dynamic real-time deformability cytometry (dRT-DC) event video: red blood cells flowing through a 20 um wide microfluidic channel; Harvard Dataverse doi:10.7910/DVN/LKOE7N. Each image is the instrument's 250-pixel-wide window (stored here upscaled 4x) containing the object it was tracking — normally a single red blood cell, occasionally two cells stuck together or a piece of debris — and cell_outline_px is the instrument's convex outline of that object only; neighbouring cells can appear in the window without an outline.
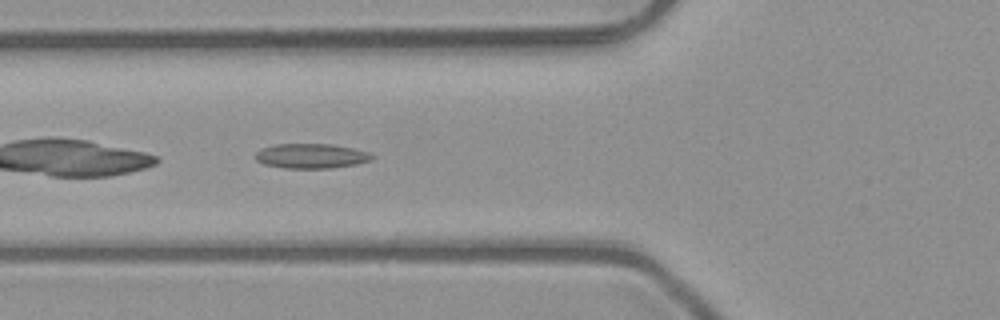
{"species": "common noctule bat (a hibernating species)", "species_latin": "Nyctalus noctula", "temperature_condition": "room temperature", "stored_images_in_passage": 5, "camera_frame_rate_fps": 3000, "um_per_image_px": 0.085, "animal": {"sex": "male", "body_mass_g": 23.1, "forearm_length_mm": 52.7}, "frame": {"image": 1, "passage_image": 5, "time_ms": 1.333, "image_size_px": [1000, 320], "cell_outline_px": [[376, 156], [372, 160], [356, 164], [332, 168], [284, 168], [264, 164], [256, 160], [256, 152], [260, 148], [276, 144], [332, 144], [352, 148], [368, 152]], "centroid_in_image_um": [26.46, 13.26], "position_along_channel_um": 99.3, "area_um2": 16.88}}